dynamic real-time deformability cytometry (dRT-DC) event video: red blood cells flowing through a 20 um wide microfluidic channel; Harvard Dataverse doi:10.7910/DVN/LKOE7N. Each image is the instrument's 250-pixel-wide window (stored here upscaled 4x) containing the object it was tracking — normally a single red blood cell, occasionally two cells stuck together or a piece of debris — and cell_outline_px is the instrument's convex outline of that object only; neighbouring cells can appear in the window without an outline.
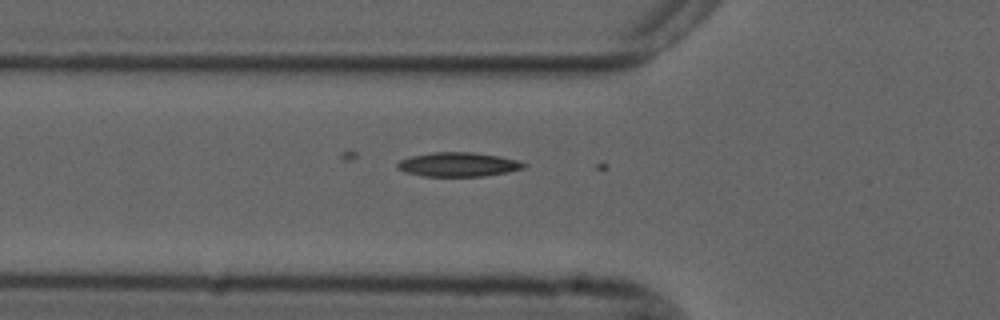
{"species": "common noctule bat (a hibernating species)", "species_latin": "Nyctalus noctula", "temperature_condition": "cold", "stored_images_in_passage": 3, "camera_frame_rate_fps": 3000, "um_per_image_px": 0.085, "animal": {"sex": "male", "forearm_length_mm": 52.5}, "frame": {"image": 1, "passage_image": 2, "time_ms": 0.333, "image_size_px": [1000, 320], "cell_outline_px": [[528, 164], [524, 168], [508, 172], [484, 176], [424, 176], [404, 172], [396, 168], [396, 164], [400, 160], [412, 156], [432, 152], [472, 152], [500, 156], [516, 160]], "centroid_in_image_um": [38.94, 13.98], "position_along_channel_um": 86.9, "area_um2": 17.86}}